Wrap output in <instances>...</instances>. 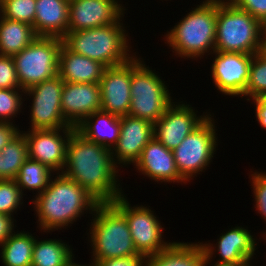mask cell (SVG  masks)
<instances>
[{
  "instance_id": "cell-1",
  "label": "cell",
  "mask_w": 266,
  "mask_h": 266,
  "mask_svg": "<svg viewBox=\"0 0 266 266\" xmlns=\"http://www.w3.org/2000/svg\"><path fill=\"white\" fill-rule=\"evenodd\" d=\"M111 151L86 139L75 129L67 142L66 163L61 173L78 183L99 203H112L123 193L117 184L118 166Z\"/></svg>"
},
{
  "instance_id": "cell-2",
  "label": "cell",
  "mask_w": 266,
  "mask_h": 266,
  "mask_svg": "<svg viewBox=\"0 0 266 266\" xmlns=\"http://www.w3.org/2000/svg\"><path fill=\"white\" fill-rule=\"evenodd\" d=\"M60 173V174H59ZM48 187L32 201L37 212L40 229L44 232L58 230L72 224L88 210L93 214L99 202L74 180L60 171Z\"/></svg>"
},
{
  "instance_id": "cell-3",
  "label": "cell",
  "mask_w": 266,
  "mask_h": 266,
  "mask_svg": "<svg viewBox=\"0 0 266 266\" xmlns=\"http://www.w3.org/2000/svg\"><path fill=\"white\" fill-rule=\"evenodd\" d=\"M216 19L217 0H205L168 31L165 39L181 58H201L215 51Z\"/></svg>"
},
{
  "instance_id": "cell-4",
  "label": "cell",
  "mask_w": 266,
  "mask_h": 266,
  "mask_svg": "<svg viewBox=\"0 0 266 266\" xmlns=\"http://www.w3.org/2000/svg\"><path fill=\"white\" fill-rule=\"evenodd\" d=\"M225 1L217 0L215 51L243 54L262 51L263 25L230 0Z\"/></svg>"
},
{
  "instance_id": "cell-5",
  "label": "cell",
  "mask_w": 266,
  "mask_h": 266,
  "mask_svg": "<svg viewBox=\"0 0 266 266\" xmlns=\"http://www.w3.org/2000/svg\"><path fill=\"white\" fill-rule=\"evenodd\" d=\"M120 21L92 29L67 31L62 38L63 44L106 67L121 65L135 56L128 53L131 47H128V35Z\"/></svg>"
},
{
  "instance_id": "cell-6",
  "label": "cell",
  "mask_w": 266,
  "mask_h": 266,
  "mask_svg": "<svg viewBox=\"0 0 266 266\" xmlns=\"http://www.w3.org/2000/svg\"><path fill=\"white\" fill-rule=\"evenodd\" d=\"M93 213L89 233L93 263L97 260L141 255L135 248L125 216L112 203H99Z\"/></svg>"
},
{
  "instance_id": "cell-7",
  "label": "cell",
  "mask_w": 266,
  "mask_h": 266,
  "mask_svg": "<svg viewBox=\"0 0 266 266\" xmlns=\"http://www.w3.org/2000/svg\"><path fill=\"white\" fill-rule=\"evenodd\" d=\"M131 58V103L128 115L154 124L173 103L164 82L140 58Z\"/></svg>"
},
{
  "instance_id": "cell-8",
  "label": "cell",
  "mask_w": 266,
  "mask_h": 266,
  "mask_svg": "<svg viewBox=\"0 0 266 266\" xmlns=\"http://www.w3.org/2000/svg\"><path fill=\"white\" fill-rule=\"evenodd\" d=\"M62 43L61 38L38 36L12 57L21 89L26 90L58 75Z\"/></svg>"
},
{
  "instance_id": "cell-9",
  "label": "cell",
  "mask_w": 266,
  "mask_h": 266,
  "mask_svg": "<svg viewBox=\"0 0 266 266\" xmlns=\"http://www.w3.org/2000/svg\"><path fill=\"white\" fill-rule=\"evenodd\" d=\"M210 116L173 150L177 170L186 182L208 167L216 151L215 125Z\"/></svg>"
},
{
  "instance_id": "cell-10",
  "label": "cell",
  "mask_w": 266,
  "mask_h": 266,
  "mask_svg": "<svg viewBox=\"0 0 266 266\" xmlns=\"http://www.w3.org/2000/svg\"><path fill=\"white\" fill-rule=\"evenodd\" d=\"M112 204L125 216L137 252L143 256L157 255L171 242L162 240V226L151 209L131 207L122 194Z\"/></svg>"
},
{
  "instance_id": "cell-11",
  "label": "cell",
  "mask_w": 266,
  "mask_h": 266,
  "mask_svg": "<svg viewBox=\"0 0 266 266\" xmlns=\"http://www.w3.org/2000/svg\"><path fill=\"white\" fill-rule=\"evenodd\" d=\"M64 81L59 75L25 90L32 96L31 130L67 128L61 111V93Z\"/></svg>"
},
{
  "instance_id": "cell-12",
  "label": "cell",
  "mask_w": 266,
  "mask_h": 266,
  "mask_svg": "<svg viewBox=\"0 0 266 266\" xmlns=\"http://www.w3.org/2000/svg\"><path fill=\"white\" fill-rule=\"evenodd\" d=\"M75 127L30 130L25 132L28 158L39 161L53 172L63 171L66 163L67 142ZM63 132V137L61 133ZM60 132V133H59ZM66 138V139H65Z\"/></svg>"
},
{
  "instance_id": "cell-13",
  "label": "cell",
  "mask_w": 266,
  "mask_h": 266,
  "mask_svg": "<svg viewBox=\"0 0 266 266\" xmlns=\"http://www.w3.org/2000/svg\"><path fill=\"white\" fill-rule=\"evenodd\" d=\"M212 78L217 90L225 95L241 96L246 91L253 54L214 51Z\"/></svg>"
},
{
  "instance_id": "cell-14",
  "label": "cell",
  "mask_w": 266,
  "mask_h": 266,
  "mask_svg": "<svg viewBox=\"0 0 266 266\" xmlns=\"http://www.w3.org/2000/svg\"><path fill=\"white\" fill-rule=\"evenodd\" d=\"M174 103H171L163 116L154 123V137L172 151L210 115L197 117L191 105Z\"/></svg>"
},
{
  "instance_id": "cell-15",
  "label": "cell",
  "mask_w": 266,
  "mask_h": 266,
  "mask_svg": "<svg viewBox=\"0 0 266 266\" xmlns=\"http://www.w3.org/2000/svg\"><path fill=\"white\" fill-rule=\"evenodd\" d=\"M116 0H69L67 31L92 29L116 23L124 7Z\"/></svg>"
},
{
  "instance_id": "cell-16",
  "label": "cell",
  "mask_w": 266,
  "mask_h": 266,
  "mask_svg": "<svg viewBox=\"0 0 266 266\" xmlns=\"http://www.w3.org/2000/svg\"><path fill=\"white\" fill-rule=\"evenodd\" d=\"M101 109L117 116H126L131 103V59L127 62L106 67L99 82Z\"/></svg>"
},
{
  "instance_id": "cell-17",
  "label": "cell",
  "mask_w": 266,
  "mask_h": 266,
  "mask_svg": "<svg viewBox=\"0 0 266 266\" xmlns=\"http://www.w3.org/2000/svg\"><path fill=\"white\" fill-rule=\"evenodd\" d=\"M120 125L119 139L111 151L112 159L116 165L135 164L143 148L154 137V124L126 115L120 116Z\"/></svg>"
},
{
  "instance_id": "cell-18",
  "label": "cell",
  "mask_w": 266,
  "mask_h": 266,
  "mask_svg": "<svg viewBox=\"0 0 266 266\" xmlns=\"http://www.w3.org/2000/svg\"><path fill=\"white\" fill-rule=\"evenodd\" d=\"M101 109L99 83L64 82L61 111L66 122L77 127L90 114Z\"/></svg>"
},
{
  "instance_id": "cell-19",
  "label": "cell",
  "mask_w": 266,
  "mask_h": 266,
  "mask_svg": "<svg viewBox=\"0 0 266 266\" xmlns=\"http://www.w3.org/2000/svg\"><path fill=\"white\" fill-rule=\"evenodd\" d=\"M134 166L155 182L186 183L177 170L173 151L167 149L155 137L143 148Z\"/></svg>"
},
{
  "instance_id": "cell-20",
  "label": "cell",
  "mask_w": 266,
  "mask_h": 266,
  "mask_svg": "<svg viewBox=\"0 0 266 266\" xmlns=\"http://www.w3.org/2000/svg\"><path fill=\"white\" fill-rule=\"evenodd\" d=\"M213 251L210 243L173 242L157 255L149 256L146 266H207Z\"/></svg>"
},
{
  "instance_id": "cell-21",
  "label": "cell",
  "mask_w": 266,
  "mask_h": 266,
  "mask_svg": "<svg viewBox=\"0 0 266 266\" xmlns=\"http://www.w3.org/2000/svg\"><path fill=\"white\" fill-rule=\"evenodd\" d=\"M106 66L69 50L63 43L59 51L58 75L68 83H99Z\"/></svg>"
},
{
  "instance_id": "cell-22",
  "label": "cell",
  "mask_w": 266,
  "mask_h": 266,
  "mask_svg": "<svg viewBox=\"0 0 266 266\" xmlns=\"http://www.w3.org/2000/svg\"><path fill=\"white\" fill-rule=\"evenodd\" d=\"M37 36L63 38L68 28L69 0H36Z\"/></svg>"
},
{
  "instance_id": "cell-23",
  "label": "cell",
  "mask_w": 266,
  "mask_h": 266,
  "mask_svg": "<svg viewBox=\"0 0 266 266\" xmlns=\"http://www.w3.org/2000/svg\"><path fill=\"white\" fill-rule=\"evenodd\" d=\"M76 130L86 139L112 150L120 135V116L99 110L86 117Z\"/></svg>"
},
{
  "instance_id": "cell-24",
  "label": "cell",
  "mask_w": 266,
  "mask_h": 266,
  "mask_svg": "<svg viewBox=\"0 0 266 266\" xmlns=\"http://www.w3.org/2000/svg\"><path fill=\"white\" fill-rule=\"evenodd\" d=\"M220 259L218 263L250 262L257 243L244 227H235L221 234L217 242Z\"/></svg>"
},
{
  "instance_id": "cell-25",
  "label": "cell",
  "mask_w": 266,
  "mask_h": 266,
  "mask_svg": "<svg viewBox=\"0 0 266 266\" xmlns=\"http://www.w3.org/2000/svg\"><path fill=\"white\" fill-rule=\"evenodd\" d=\"M37 37L31 25L0 16V55L13 57Z\"/></svg>"
},
{
  "instance_id": "cell-26",
  "label": "cell",
  "mask_w": 266,
  "mask_h": 266,
  "mask_svg": "<svg viewBox=\"0 0 266 266\" xmlns=\"http://www.w3.org/2000/svg\"><path fill=\"white\" fill-rule=\"evenodd\" d=\"M35 239L28 232H14L1 245L2 263L5 266H31Z\"/></svg>"
},
{
  "instance_id": "cell-27",
  "label": "cell",
  "mask_w": 266,
  "mask_h": 266,
  "mask_svg": "<svg viewBox=\"0 0 266 266\" xmlns=\"http://www.w3.org/2000/svg\"><path fill=\"white\" fill-rule=\"evenodd\" d=\"M27 159V141L23 131H20L0 151V180H15L21 166Z\"/></svg>"
},
{
  "instance_id": "cell-28",
  "label": "cell",
  "mask_w": 266,
  "mask_h": 266,
  "mask_svg": "<svg viewBox=\"0 0 266 266\" xmlns=\"http://www.w3.org/2000/svg\"><path fill=\"white\" fill-rule=\"evenodd\" d=\"M72 258V249L62 240L35 239L31 266H65Z\"/></svg>"
},
{
  "instance_id": "cell-29",
  "label": "cell",
  "mask_w": 266,
  "mask_h": 266,
  "mask_svg": "<svg viewBox=\"0 0 266 266\" xmlns=\"http://www.w3.org/2000/svg\"><path fill=\"white\" fill-rule=\"evenodd\" d=\"M53 171L39 161L28 158L21 166L15 181L21 191L37 190L42 193L49 185Z\"/></svg>"
},
{
  "instance_id": "cell-30",
  "label": "cell",
  "mask_w": 266,
  "mask_h": 266,
  "mask_svg": "<svg viewBox=\"0 0 266 266\" xmlns=\"http://www.w3.org/2000/svg\"><path fill=\"white\" fill-rule=\"evenodd\" d=\"M266 94V52L263 50L253 54L249 80L243 96H249L248 101Z\"/></svg>"
},
{
  "instance_id": "cell-31",
  "label": "cell",
  "mask_w": 266,
  "mask_h": 266,
  "mask_svg": "<svg viewBox=\"0 0 266 266\" xmlns=\"http://www.w3.org/2000/svg\"><path fill=\"white\" fill-rule=\"evenodd\" d=\"M36 0H2L0 16L27 23L34 28Z\"/></svg>"
},
{
  "instance_id": "cell-32",
  "label": "cell",
  "mask_w": 266,
  "mask_h": 266,
  "mask_svg": "<svg viewBox=\"0 0 266 266\" xmlns=\"http://www.w3.org/2000/svg\"><path fill=\"white\" fill-rule=\"evenodd\" d=\"M23 192L15 180H0V213L11 216L19 207Z\"/></svg>"
},
{
  "instance_id": "cell-33",
  "label": "cell",
  "mask_w": 266,
  "mask_h": 266,
  "mask_svg": "<svg viewBox=\"0 0 266 266\" xmlns=\"http://www.w3.org/2000/svg\"><path fill=\"white\" fill-rule=\"evenodd\" d=\"M17 90V91H16ZM22 90V91H20ZM23 89H0V122H9L21 109Z\"/></svg>"
},
{
  "instance_id": "cell-34",
  "label": "cell",
  "mask_w": 266,
  "mask_h": 266,
  "mask_svg": "<svg viewBox=\"0 0 266 266\" xmlns=\"http://www.w3.org/2000/svg\"><path fill=\"white\" fill-rule=\"evenodd\" d=\"M0 89H21L14 60L10 56L0 55Z\"/></svg>"
},
{
  "instance_id": "cell-35",
  "label": "cell",
  "mask_w": 266,
  "mask_h": 266,
  "mask_svg": "<svg viewBox=\"0 0 266 266\" xmlns=\"http://www.w3.org/2000/svg\"><path fill=\"white\" fill-rule=\"evenodd\" d=\"M251 182L253 186V193L256 202V210L262 214L266 221V173L254 172L251 174Z\"/></svg>"
},
{
  "instance_id": "cell-36",
  "label": "cell",
  "mask_w": 266,
  "mask_h": 266,
  "mask_svg": "<svg viewBox=\"0 0 266 266\" xmlns=\"http://www.w3.org/2000/svg\"><path fill=\"white\" fill-rule=\"evenodd\" d=\"M238 8L247 11L262 25L266 23V0H230Z\"/></svg>"
},
{
  "instance_id": "cell-37",
  "label": "cell",
  "mask_w": 266,
  "mask_h": 266,
  "mask_svg": "<svg viewBox=\"0 0 266 266\" xmlns=\"http://www.w3.org/2000/svg\"><path fill=\"white\" fill-rule=\"evenodd\" d=\"M148 257L143 255L97 260L95 266H146Z\"/></svg>"
},
{
  "instance_id": "cell-38",
  "label": "cell",
  "mask_w": 266,
  "mask_h": 266,
  "mask_svg": "<svg viewBox=\"0 0 266 266\" xmlns=\"http://www.w3.org/2000/svg\"><path fill=\"white\" fill-rule=\"evenodd\" d=\"M12 123L0 122V151L19 133Z\"/></svg>"
},
{
  "instance_id": "cell-39",
  "label": "cell",
  "mask_w": 266,
  "mask_h": 266,
  "mask_svg": "<svg viewBox=\"0 0 266 266\" xmlns=\"http://www.w3.org/2000/svg\"><path fill=\"white\" fill-rule=\"evenodd\" d=\"M14 218L0 213V246L13 234Z\"/></svg>"
},
{
  "instance_id": "cell-40",
  "label": "cell",
  "mask_w": 266,
  "mask_h": 266,
  "mask_svg": "<svg viewBox=\"0 0 266 266\" xmlns=\"http://www.w3.org/2000/svg\"><path fill=\"white\" fill-rule=\"evenodd\" d=\"M254 105L256 104V117L259 124L266 128V94L252 99Z\"/></svg>"
},
{
  "instance_id": "cell-41",
  "label": "cell",
  "mask_w": 266,
  "mask_h": 266,
  "mask_svg": "<svg viewBox=\"0 0 266 266\" xmlns=\"http://www.w3.org/2000/svg\"><path fill=\"white\" fill-rule=\"evenodd\" d=\"M250 262H236V263H218L216 262L213 266H250Z\"/></svg>"
},
{
  "instance_id": "cell-42",
  "label": "cell",
  "mask_w": 266,
  "mask_h": 266,
  "mask_svg": "<svg viewBox=\"0 0 266 266\" xmlns=\"http://www.w3.org/2000/svg\"><path fill=\"white\" fill-rule=\"evenodd\" d=\"M73 260L74 259L72 258L65 266H88V265L77 264ZM91 264L89 266H95V264L93 262Z\"/></svg>"
},
{
  "instance_id": "cell-43",
  "label": "cell",
  "mask_w": 266,
  "mask_h": 266,
  "mask_svg": "<svg viewBox=\"0 0 266 266\" xmlns=\"http://www.w3.org/2000/svg\"><path fill=\"white\" fill-rule=\"evenodd\" d=\"M263 51L266 52V32H264Z\"/></svg>"
},
{
  "instance_id": "cell-44",
  "label": "cell",
  "mask_w": 266,
  "mask_h": 266,
  "mask_svg": "<svg viewBox=\"0 0 266 266\" xmlns=\"http://www.w3.org/2000/svg\"><path fill=\"white\" fill-rule=\"evenodd\" d=\"M263 31L266 32V23L263 25Z\"/></svg>"
}]
</instances>
